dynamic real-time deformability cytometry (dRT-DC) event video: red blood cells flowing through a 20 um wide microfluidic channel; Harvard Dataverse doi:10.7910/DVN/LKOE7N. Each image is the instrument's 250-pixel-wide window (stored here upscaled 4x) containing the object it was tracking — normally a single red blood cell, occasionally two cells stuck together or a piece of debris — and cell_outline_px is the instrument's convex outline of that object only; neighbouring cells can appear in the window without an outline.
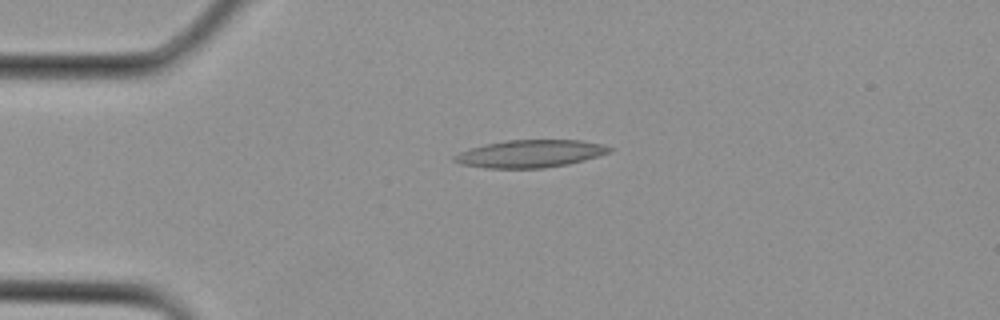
{"species": "Egyptian fruit bat (a non-hibernating species)", "species_latin": "Rousettus aegyptiacus", "temperature_condition": "cold", "stored_images_in_passage": 1, "camera_frame_rate_fps": 3000, "um_per_image_px": 0.085, "animal": {"sex": "female"}, "frame": {"image": 1, "passage_image": 1, "time_ms": 0.0, "image_size_px": [1000, 320], "cell_outline_px": [[616, 148], [612, 152], [584, 160], [568, 164], [544, 168], [484, 168], [460, 164], [452, 160], [452, 156], [460, 152], [472, 148], [504, 140], [580, 140], [604, 144]], "centroid_in_image_um": [45.12, 13.06], "position_along_channel_um": 39.9, "area_um2": 25.03}}